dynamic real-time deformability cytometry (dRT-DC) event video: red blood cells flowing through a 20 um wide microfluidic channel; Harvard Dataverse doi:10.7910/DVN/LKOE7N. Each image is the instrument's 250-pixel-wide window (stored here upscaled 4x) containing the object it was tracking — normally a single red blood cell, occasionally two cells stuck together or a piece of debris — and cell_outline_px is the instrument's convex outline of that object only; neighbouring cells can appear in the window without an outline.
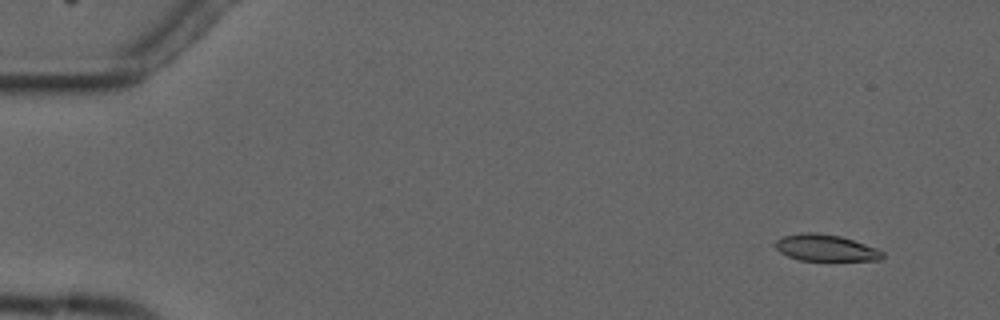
{"species": "common noctule bat (a hibernating species)", "species_latin": "Nyctalus noctula", "temperature_condition": "cold", "stored_images_in_passage": 6, "camera_frame_rate_fps": 3000, "um_per_image_px": 0.085, "animal": {"sex": "male", "forearm_length_mm": 52.5}, "frame": {"image": 1, "passage_image": 2, "time_ms": 1.333, "image_size_px": [1000, 320], "cell_outline_px": [[884, 256], [880, 260], [800, 260], [788, 256], [780, 252], [772, 244], [776, 240], [784, 236], [800, 232], [816, 232], [840, 236], [876, 248], [884, 252]], "centroid_in_image_um": [70.14, 21.06], "position_along_channel_um": 14.9, "area_um2": 16.53}}